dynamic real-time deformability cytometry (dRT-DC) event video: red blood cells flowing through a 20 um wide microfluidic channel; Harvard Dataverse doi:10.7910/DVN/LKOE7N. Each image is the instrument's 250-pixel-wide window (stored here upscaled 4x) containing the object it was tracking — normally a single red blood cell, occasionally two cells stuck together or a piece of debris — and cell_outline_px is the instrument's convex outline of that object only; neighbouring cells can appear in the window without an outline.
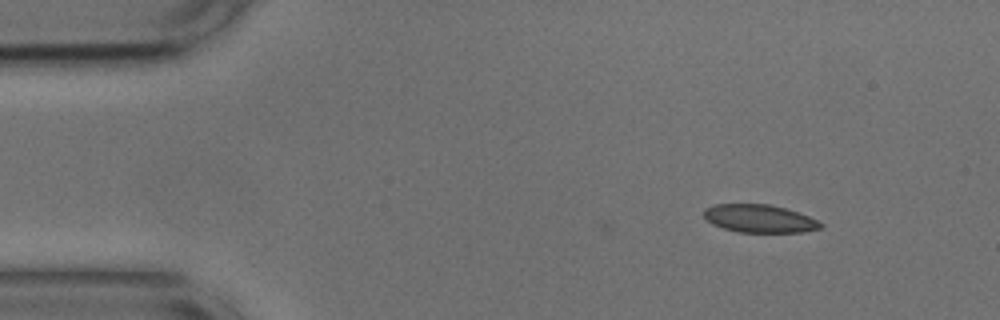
{"species": "common noctule bat (a hibernating species)", "species_latin": "Nyctalus noctula", "temperature_condition": "cold", "stored_images_in_passage": 48, "camera_frame_rate_fps": 3000, "um_per_image_px": 0.085, "animal": {"sex": "male", "body_mass_g": 17.9, "forearm_length_mm": 54.2}, "frame": {"image": 1, "passage_image": 1, "time_ms": 0.0, "image_size_px": [1000, 320], "cell_outline_px": [[824, 224], [820, 228], [804, 232], [736, 232], [712, 224], [704, 216], [704, 208], [716, 204], [768, 204], [784, 208], [808, 216]], "centroid_in_image_um": [64.53, 18.58], "position_along_channel_um": 20.5, "area_um2": 18.84}}
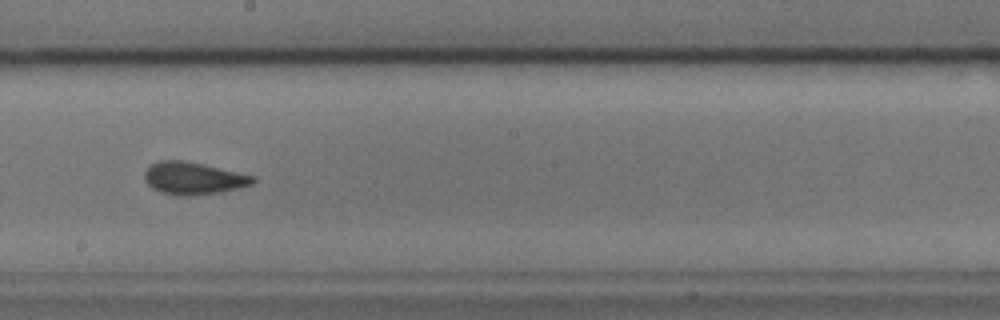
{"frame": {"image": 2, "passage_image": 24, "time_ms": 7.667, "image_size_px": [1000, 320], "cell_outline_px": [[256, 180], [252, 184], [240, 188], [220, 192], [188, 196], [180, 196], [160, 192], [152, 188], [144, 180], [144, 172], [152, 164], [160, 160], [184, 160], [204, 164], [256, 176]], "centroid_in_image_um": [16.45, 15.15], "position_along_channel_um": 231.8, "area_um2": 20.58}}
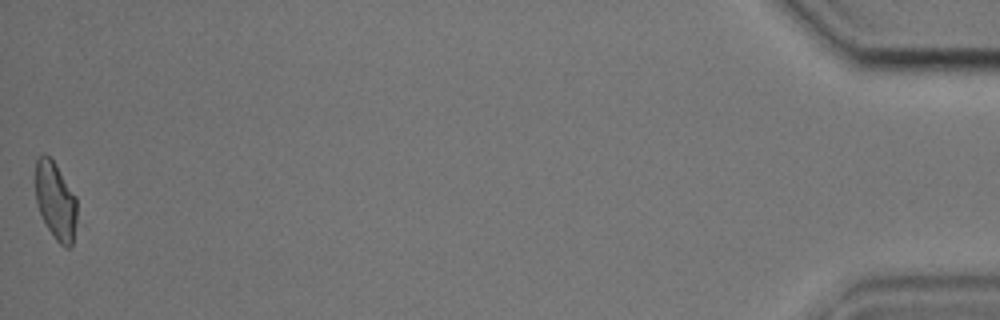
{"frame": {"image": 3, "passage_image": 48, "time_ms": 15.667, "image_size_px": [1000, 320], "cell_outline_px": [[76, 220], [72, 244], [68, 248], [64, 248], [56, 240], [48, 228], [36, 204], [36, 160], [44, 152], [52, 160], [76, 196]], "centroid_in_image_um": [4.72, 17.09], "position_along_channel_um": 430.5, "area_um2": 18.44}, "authors_computed_cell_mechanics": {"area_um2": 19.9988, "velocity_mm_per_s": 3.7123, "shape_relaxation_time_tau1_ms": 3.9282, "shape_relaxation_time_tau2_ms": 1.2262, "deformation_change_tau1": 0.1147, "deformation_change_tau2": 0.0614}}